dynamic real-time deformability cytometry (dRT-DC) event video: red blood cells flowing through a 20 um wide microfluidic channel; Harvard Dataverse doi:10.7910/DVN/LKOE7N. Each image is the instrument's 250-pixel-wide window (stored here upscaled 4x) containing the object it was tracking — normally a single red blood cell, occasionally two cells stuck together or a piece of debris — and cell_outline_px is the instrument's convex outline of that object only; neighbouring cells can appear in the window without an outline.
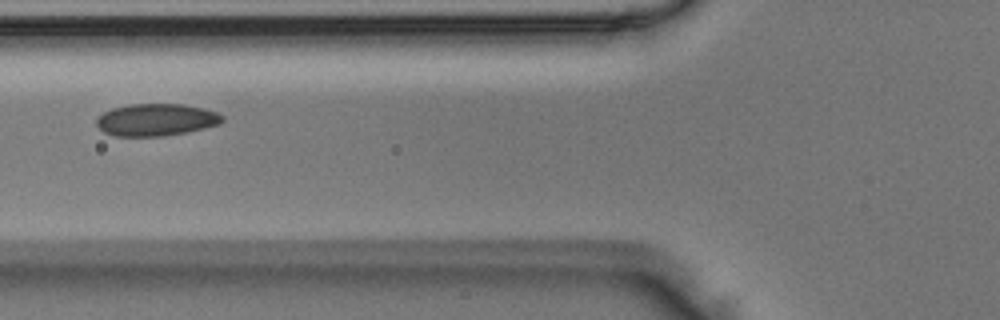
{"species": "Egyptian fruit bat (a non-hibernating species)", "species_latin": "Rousettus aegyptiacus", "temperature_condition": "room temperature", "stored_images_in_passage": 3, "camera_frame_rate_fps": 3000, "um_per_image_px": 0.085, "animal": {"sex": "male"}, "frame": {"image": 1, "passage_image": 3, "time_ms": 0.667, "image_size_px": [1000, 320], "cell_outline_px": [[224, 120], [220, 124], [188, 132], [164, 136], [116, 136], [104, 132], [96, 124], [96, 116], [112, 108], [128, 104], [184, 104], [204, 108], [216, 112], [224, 116]], "centroid_in_image_um": [13.28, 10.18], "position_along_channel_um": 112.5, "area_um2": 23.81}}